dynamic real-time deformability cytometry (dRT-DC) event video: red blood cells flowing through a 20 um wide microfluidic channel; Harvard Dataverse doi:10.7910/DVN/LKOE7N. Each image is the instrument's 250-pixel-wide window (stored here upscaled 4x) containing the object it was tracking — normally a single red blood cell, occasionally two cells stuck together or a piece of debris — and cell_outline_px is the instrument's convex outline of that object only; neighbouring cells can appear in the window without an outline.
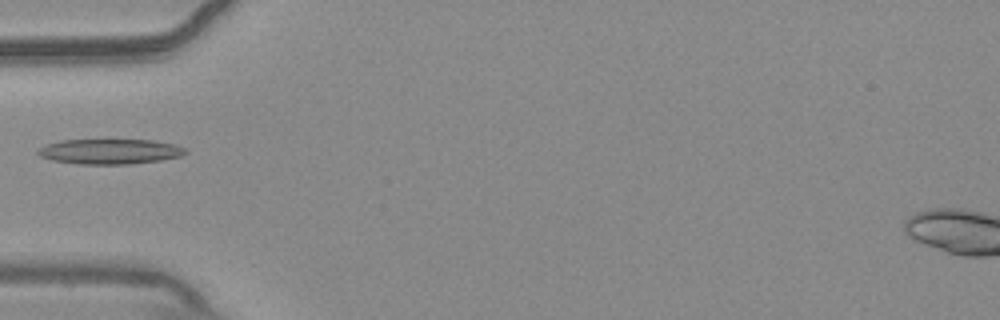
{"species": "common noctule bat (a hibernating species)", "species_latin": "Nyctalus noctula", "temperature_condition": "warm", "stored_images_in_passage": 21, "camera_frame_rate_fps": 3000, "um_per_image_px": 0.085, "animal": {"sex": "male", "body_mass_g": 20.4}, "frame": {"image": 1, "passage_image": 1, "time_ms": 0.0, "image_size_px": [1000, 320], "cell_outline_px": [[188, 152], [180, 156], [160, 160], [128, 164], [80, 164], [52, 160], [40, 156], [36, 152], [44, 144], [60, 140], [152, 140], [176, 144], [184, 148]], "centroid_in_image_um": [9.32, 12.87], "position_along_channel_um": 75.7, "area_um2": 21.56}}
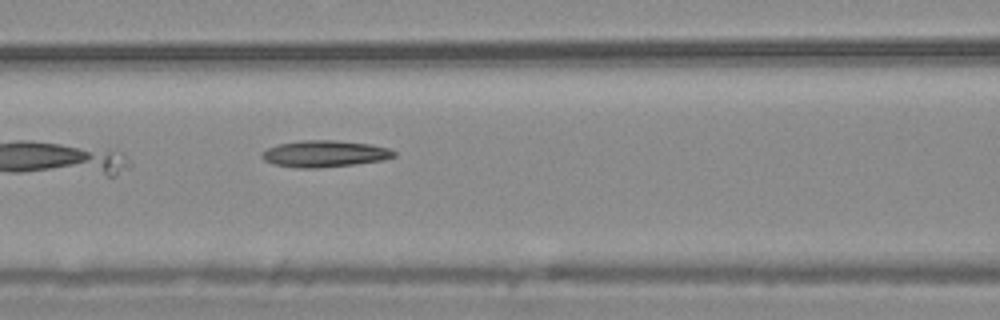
{"frame": {"image": 2, "passage_image": 6, "time_ms": 1.667, "image_size_px": [1000, 320], "cell_outline_px": [[396, 156], [384, 160], [356, 164], [316, 168], [296, 168], [272, 164], [264, 160], [260, 156], [260, 152], [268, 148], [280, 144], [300, 140], [336, 140], [368, 144], [388, 148], [396, 152]], "centroid_in_image_um": [27.57, 13.07], "position_along_channel_um": 139.0, "area_um2": 20.58}}